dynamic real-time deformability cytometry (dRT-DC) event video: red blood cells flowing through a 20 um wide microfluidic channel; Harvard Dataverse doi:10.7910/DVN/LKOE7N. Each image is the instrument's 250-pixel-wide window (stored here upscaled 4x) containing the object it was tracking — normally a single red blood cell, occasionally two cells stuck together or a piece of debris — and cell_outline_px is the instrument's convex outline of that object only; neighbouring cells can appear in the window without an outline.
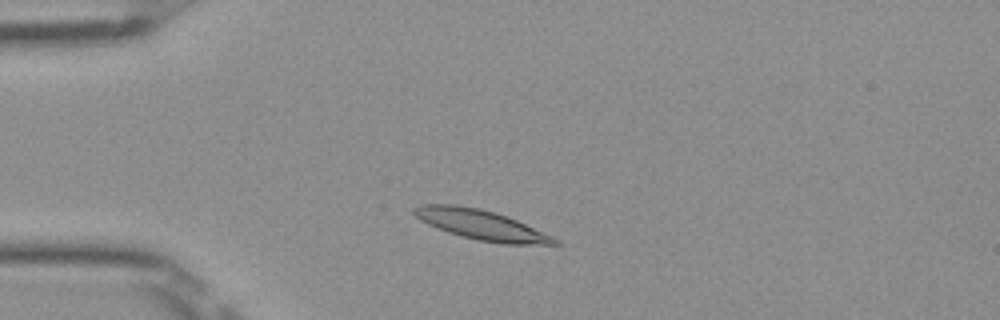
{"species": "Egyptian fruit bat (a non-hibernating species)", "species_latin": "Rousettus aegyptiacus", "temperature_condition": "room temperature", "stored_images_in_passage": 46, "camera_frame_rate_fps": 3000, "um_per_image_px": 0.085, "frame": {"image": 1, "passage_image": 7, "time_ms": 2.0, "image_size_px": [1000, 320], "cell_outline_px": [[560, 244], [500, 244], [480, 240], [448, 232], [436, 228], [420, 220], [412, 212], [412, 208], [420, 204], [456, 204], [480, 208], [496, 212], [516, 220], [552, 236], [560, 240]], "centroid_in_image_um": [40.87, 19.09], "position_along_channel_um": 44.1, "area_um2": 24.39}}
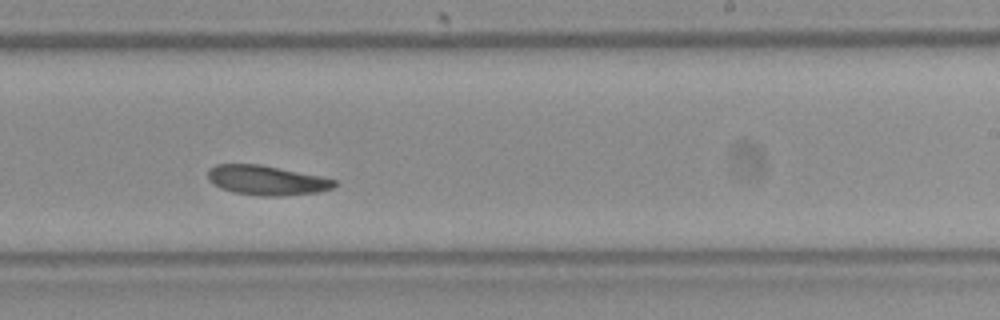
{"frame": {"image": 2, "passage_image": 26, "time_ms": 8.333, "image_size_px": [1000, 320], "cell_outline_px": [[340, 184], [332, 188], [316, 192], [280, 196], [260, 196], [232, 192], [220, 188], [212, 184], [208, 180], [208, 168], [216, 164], [260, 164], [320, 176], [336, 180]], "centroid_in_image_um": [22.63, 15.32], "position_along_channel_um": 266.4, "area_um2": 21.96}}
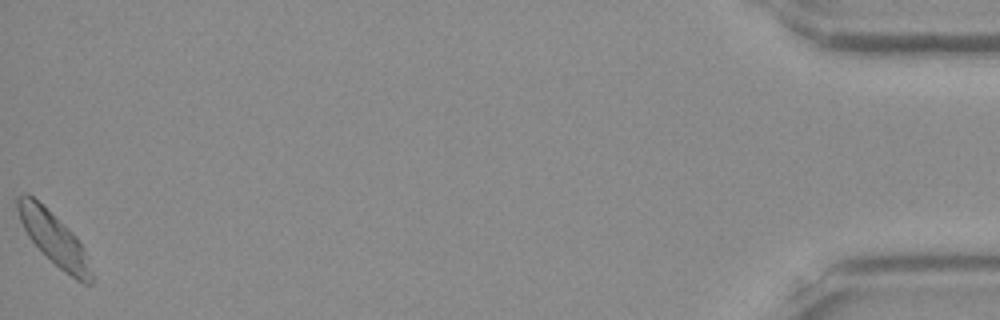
{"frame": {"image": 3, "passage_image": 46, "time_ms": 15.0, "image_size_px": [1000, 320], "cell_outline_px": [[96, 280], [92, 284], [84, 284], [76, 280], [60, 268], [28, 236], [20, 220], [16, 208], [16, 196], [24, 192], [28, 192], [64, 224], [76, 236], [84, 248]], "centroid_in_image_um": [4.62, 20.28], "position_along_channel_um": 430.6, "area_um2": 22.48}}